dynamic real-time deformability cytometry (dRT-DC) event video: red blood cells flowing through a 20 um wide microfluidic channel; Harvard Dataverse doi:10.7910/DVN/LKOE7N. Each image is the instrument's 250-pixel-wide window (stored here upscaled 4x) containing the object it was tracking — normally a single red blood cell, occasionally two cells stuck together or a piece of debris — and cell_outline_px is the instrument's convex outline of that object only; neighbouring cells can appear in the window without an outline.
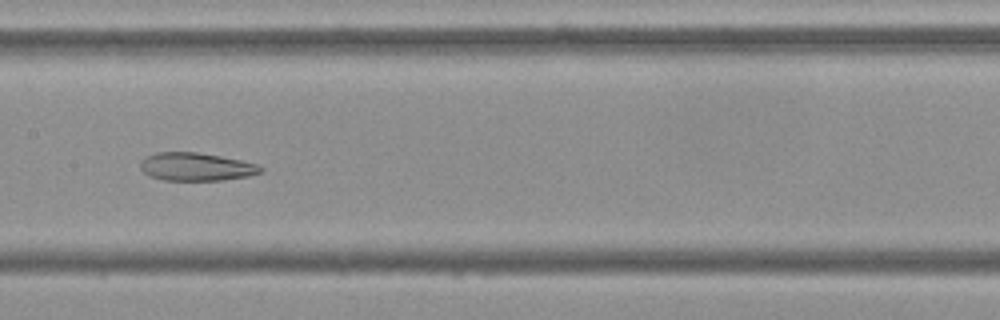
{"species": "Egyptian fruit bat (a non-hibernating species)", "species_latin": "Rousettus aegyptiacus", "temperature_condition": "cold", "stored_images_in_passage": 54, "camera_frame_rate_fps": 3000, "um_per_image_px": 0.085, "frame": {"image": 1, "passage_image": 27, "time_ms": 8.667, "image_size_px": [1000, 320], "cell_outline_px": [[264, 168], [260, 172], [248, 176], [224, 180], [164, 180], [148, 176], [140, 168], [140, 160], [144, 156], [156, 152], [196, 152], [220, 156], [260, 164]], "centroid_in_image_um": [16.64, 14.17], "position_along_channel_um": 190.8, "area_um2": 19.83}}
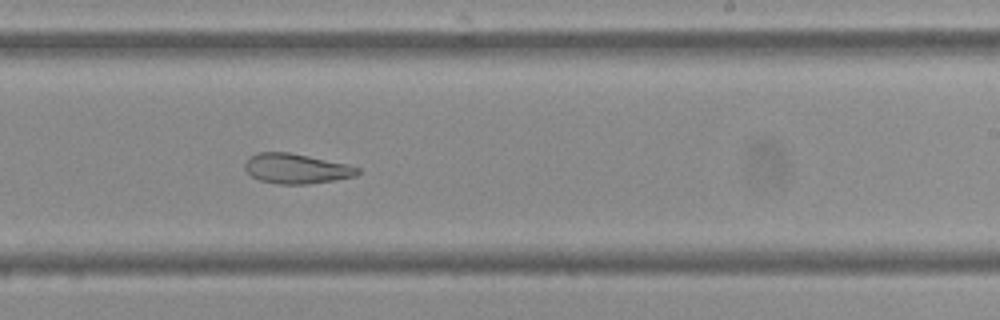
{"frame": {"image": 2, "passage_image": 33, "time_ms": 10.667, "image_size_px": [1000, 320], "cell_outline_px": [[360, 172], [356, 176], [336, 180], [308, 184], [276, 184], [260, 180], [252, 176], [244, 168], [244, 164], [248, 156], [256, 152], [288, 152], [348, 164], [360, 168]], "centroid_in_image_um": [25.18, 14.33], "position_along_channel_um": 263.8, "area_um2": 19.83}}
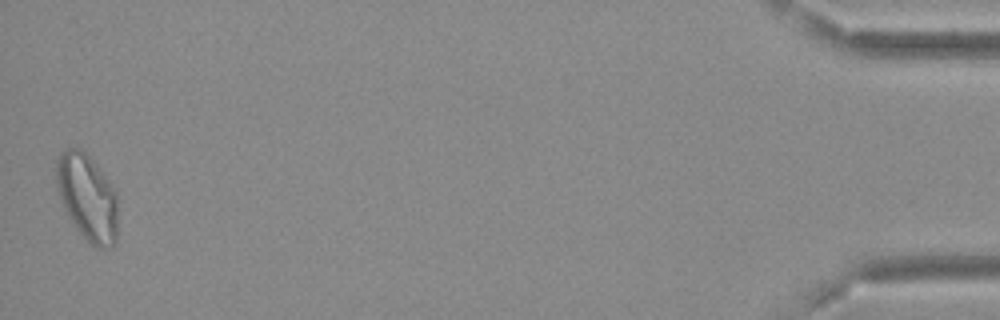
{"frame": {"image": 3, "passage_image": 54, "time_ms": 17.667, "image_size_px": [1000, 320], "cell_outline_px": [[116, 244], [108, 248], [96, 248], [76, 228], [68, 216], [64, 208], [56, 188], [56, 160], [60, 152], [68, 148], [80, 148], [96, 164], [108, 180], [116, 192]], "centroid_in_image_um": [7.4, 16.76], "position_along_channel_um": 427.8, "area_um2": 30.81}, "authors_computed_cell_mechanics": {"area_um2": 25.8944, "velocity_mm_per_s": 3.6653, "shape_relaxation_time_tau1_ms": null, "shape_relaxation_time_tau2_ms": 3.457, "deformation_change_tau1": null, "deformation_change_tau2": 0.1061}}